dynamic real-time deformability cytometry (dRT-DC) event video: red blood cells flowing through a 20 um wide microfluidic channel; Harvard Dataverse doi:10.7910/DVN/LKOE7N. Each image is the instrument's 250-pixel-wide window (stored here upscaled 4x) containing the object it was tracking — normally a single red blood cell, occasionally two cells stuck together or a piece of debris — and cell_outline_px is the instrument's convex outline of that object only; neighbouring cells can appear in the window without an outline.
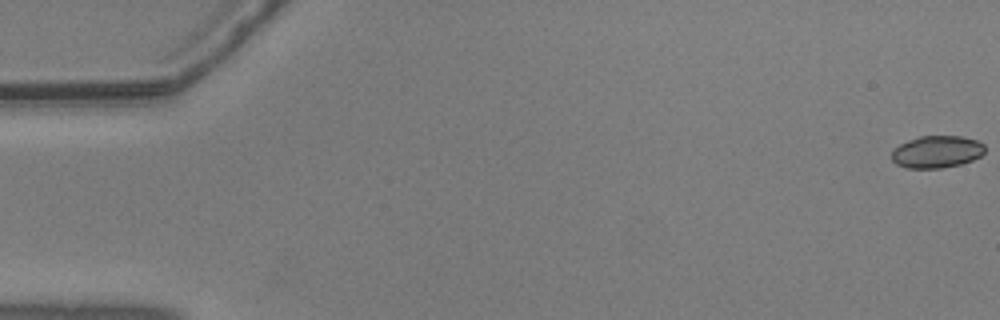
{"species": "common noctule bat (a hibernating species)", "species_latin": "Nyctalus noctula", "temperature_condition": "warm", "stored_images_in_passage": 57, "camera_frame_rate_fps": 3000, "um_per_image_px": 0.085, "animal": {"sex": "male", "body_mass_g": 20.5, "forearm_length_mm": 52.5}, "frame": {"image": 1, "passage_image": 1, "time_ms": 0.0, "image_size_px": [1000, 320], "cell_outline_px": [[984, 152], [980, 156], [972, 160], [960, 164], [940, 168], [908, 168], [896, 164], [892, 160], [892, 152], [900, 144], [908, 140], [920, 136], [960, 136], [976, 140], [984, 144]], "centroid_in_image_um": [79.62, 12.9], "position_along_channel_um": 5.4, "area_um2": 17.34}}
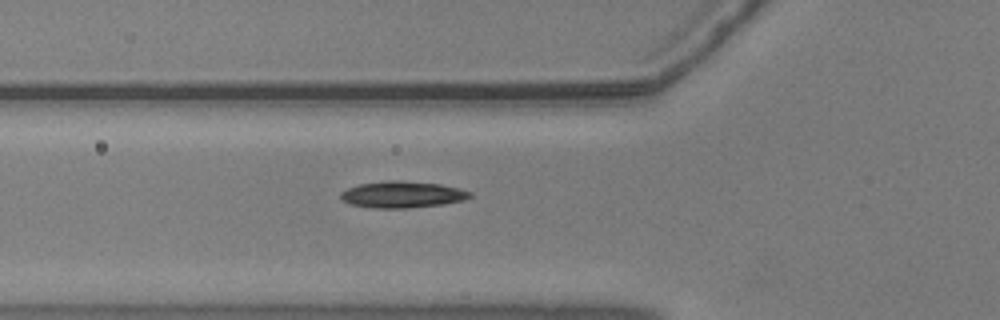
{"frame": {"image": 2, "passage_image": 21, "time_ms": 6.667, "image_size_px": [1000, 320], "cell_outline_px": [[472, 196], [464, 200], [444, 204], [408, 208], [376, 208], [352, 204], [340, 200], [340, 192], [348, 188], [360, 184], [388, 180], [400, 180], [440, 184], [460, 188], [472, 192]], "centroid_in_image_um": [34.21, 16.53], "position_along_channel_um": 91.6, "area_um2": 20.06}}
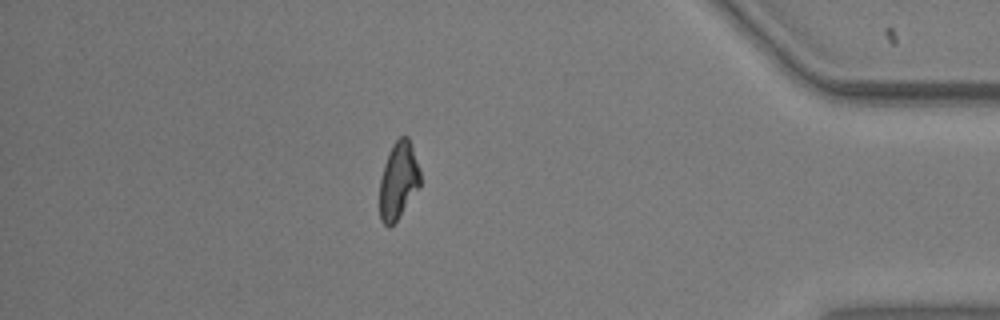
{"frame": {"image": 3, "passage_image": 50, "time_ms": 16.333, "image_size_px": [1000, 320], "cell_outline_px": [[420, 188], [396, 220], [388, 228], [380, 220], [380, 180], [384, 164], [388, 152], [392, 144], [400, 136], [408, 136], [420, 168]], "centroid_in_image_um": [33.87, 15.33], "position_along_channel_um": 401.3, "area_um2": 18.32}, "authors_computed_cell_mechanics": {"area_um2": 18.8428, "velocity_mm_per_s": 3.6017, "shape_relaxation_time_tau1_ms": 3.8128, "shape_relaxation_time_tau2_ms": 2.196, "deformation_change_tau1": 0.1375, "deformation_change_tau2": 0.0818}}